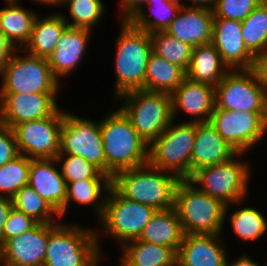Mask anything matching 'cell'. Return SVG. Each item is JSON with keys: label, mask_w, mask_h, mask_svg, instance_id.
Returning <instances> with one entry per match:
<instances>
[{"label": "cell", "mask_w": 267, "mask_h": 266, "mask_svg": "<svg viewBox=\"0 0 267 266\" xmlns=\"http://www.w3.org/2000/svg\"><path fill=\"white\" fill-rule=\"evenodd\" d=\"M181 179L174 173L149 163L121 170L111 178V186L124 198L156 210L174 208L175 191Z\"/></svg>", "instance_id": "1"}, {"label": "cell", "mask_w": 267, "mask_h": 266, "mask_svg": "<svg viewBox=\"0 0 267 266\" xmlns=\"http://www.w3.org/2000/svg\"><path fill=\"white\" fill-rule=\"evenodd\" d=\"M106 156V175L148 163V145L117 109L99 122Z\"/></svg>", "instance_id": "2"}, {"label": "cell", "mask_w": 267, "mask_h": 266, "mask_svg": "<svg viewBox=\"0 0 267 266\" xmlns=\"http://www.w3.org/2000/svg\"><path fill=\"white\" fill-rule=\"evenodd\" d=\"M121 22V33L116 41V98L129 91L145 90L147 62L153 52L150 33L135 28L128 20Z\"/></svg>", "instance_id": "3"}, {"label": "cell", "mask_w": 267, "mask_h": 266, "mask_svg": "<svg viewBox=\"0 0 267 266\" xmlns=\"http://www.w3.org/2000/svg\"><path fill=\"white\" fill-rule=\"evenodd\" d=\"M174 208L184 234H220L228 206L181 179L175 191Z\"/></svg>", "instance_id": "4"}, {"label": "cell", "mask_w": 267, "mask_h": 266, "mask_svg": "<svg viewBox=\"0 0 267 266\" xmlns=\"http://www.w3.org/2000/svg\"><path fill=\"white\" fill-rule=\"evenodd\" d=\"M99 234L78 225L49 224L44 266H98Z\"/></svg>", "instance_id": "5"}, {"label": "cell", "mask_w": 267, "mask_h": 266, "mask_svg": "<svg viewBox=\"0 0 267 266\" xmlns=\"http://www.w3.org/2000/svg\"><path fill=\"white\" fill-rule=\"evenodd\" d=\"M125 99L119 109L149 146L170 125L173 119L171 94L133 90L120 95Z\"/></svg>", "instance_id": "6"}, {"label": "cell", "mask_w": 267, "mask_h": 266, "mask_svg": "<svg viewBox=\"0 0 267 266\" xmlns=\"http://www.w3.org/2000/svg\"><path fill=\"white\" fill-rule=\"evenodd\" d=\"M196 134V123L173 121L148 147V163L158 169L177 175L180 179L191 177V154Z\"/></svg>", "instance_id": "7"}, {"label": "cell", "mask_w": 267, "mask_h": 266, "mask_svg": "<svg viewBox=\"0 0 267 266\" xmlns=\"http://www.w3.org/2000/svg\"><path fill=\"white\" fill-rule=\"evenodd\" d=\"M0 94L58 93L60 82L52 73L48 59L31 54L24 57L13 52L0 71Z\"/></svg>", "instance_id": "8"}, {"label": "cell", "mask_w": 267, "mask_h": 266, "mask_svg": "<svg viewBox=\"0 0 267 266\" xmlns=\"http://www.w3.org/2000/svg\"><path fill=\"white\" fill-rule=\"evenodd\" d=\"M237 153L228 161L197 170L189 180L204 193L218 199L226 206L230 203H240L245 199L249 175L246 162L237 161ZM235 157V158H234Z\"/></svg>", "instance_id": "9"}, {"label": "cell", "mask_w": 267, "mask_h": 266, "mask_svg": "<svg viewBox=\"0 0 267 266\" xmlns=\"http://www.w3.org/2000/svg\"><path fill=\"white\" fill-rule=\"evenodd\" d=\"M154 207L122 197L112 186L106 195L104 211L100 217L102 230L122 244L139 239L145 226L155 215Z\"/></svg>", "instance_id": "10"}, {"label": "cell", "mask_w": 267, "mask_h": 266, "mask_svg": "<svg viewBox=\"0 0 267 266\" xmlns=\"http://www.w3.org/2000/svg\"><path fill=\"white\" fill-rule=\"evenodd\" d=\"M215 108L267 112V91L252 69H231L215 87Z\"/></svg>", "instance_id": "11"}, {"label": "cell", "mask_w": 267, "mask_h": 266, "mask_svg": "<svg viewBox=\"0 0 267 266\" xmlns=\"http://www.w3.org/2000/svg\"><path fill=\"white\" fill-rule=\"evenodd\" d=\"M58 155L79 156L106 174V156L99 122L64 112Z\"/></svg>", "instance_id": "12"}, {"label": "cell", "mask_w": 267, "mask_h": 266, "mask_svg": "<svg viewBox=\"0 0 267 266\" xmlns=\"http://www.w3.org/2000/svg\"><path fill=\"white\" fill-rule=\"evenodd\" d=\"M210 123L238 153H245L263 139L267 130V112L215 108Z\"/></svg>", "instance_id": "13"}, {"label": "cell", "mask_w": 267, "mask_h": 266, "mask_svg": "<svg viewBox=\"0 0 267 266\" xmlns=\"http://www.w3.org/2000/svg\"><path fill=\"white\" fill-rule=\"evenodd\" d=\"M64 112L25 121L12 128L19 153L31 159L56 158L60 149V132Z\"/></svg>", "instance_id": "14"}, {"label": "cell", "mask_w": 267, "mask_h": 266, "mask_svg": "<svg viewBox=\"0 0 267 266\" xmlns=\"http://www.w3.org/2000/svg\"><path fill=\"white\" fill-rule=\"evenodd\" d=\"M57 93L0 94V122L13 128L31 120L51 116L58 105Z\"/></svg>", "instance_id": "15"}, {"label": "cell", "mask_w": 267, "mask_h": 266, "mask_svg": "<svg viewBox=\"0 0 267 266\" xmlns=\"http://www.w3.org/2000/svg\"><path fill=\"white\" fill-rule=\"evenodd\" d=\"M48 239L49 224L38 223L0 247V262L15 266H44Z\"/></svg>", "instance_id": "16"}, {"label": "cell", "mask_w": 267, "mask_h": 266, "mask_svg": "<svg viewBox=\"0 0 267 266\" xmlns=\"http://www.w3.org/2000/svg\"><path fill=\"white\" fill-rule=\"evenodd\" d=\"M211 43L230 70L252 69L254 55L244 44L240 21L214 18Z\"/></svg>", "instance_id": "17"}, {"label": "cell", "mask_w": 267, "mask_h": 266, "mask_svg": "<svg viewBox=\"0 0 267 266\" xmlns=\"http://www.w3.org/2000/svg\"><path fill=\"white\" fill-rule=\"evenodd\" d=\"M213 25L212 9L186 5L181 6L165 32L194 48L211 43Z\"/></svg>", "instance_id": "18"}, {"label": "cell", "mask_w": 267, "mask_h": 266, "mask_svg": "<svg viewBox=\"0 0 267 266\" xmlns=\"http://www.w3.org/2000/svg\"><path fill=\"white\" fill-rule=\"evenodd\" d=\"M171 97L174 120L176 112L182 109L194 118L188 122H210L215 109V87L185 77Z\"/></svg>", "instance_id": "19"}, {"label": "cell", "mask_w": 267, "mask_h": 266, "mask_svg": "<svg viewBox=\"0 0 267 266\" xmlns=\"http://www.w3.org/2000/svg\"><path fill=\"white\" fill-rule=\"evenodd\" d=\"M55 162L56 158L32 159L28 185L59 214V217H63L67 184L61 170L54 167Z\"/></svg>", "instance_id": "20"}, {"label": "cell", "mask_w": 267, "mask_h": 266, "mask_svg": "<svg viewBox=\"0 0 267 266\" xmlns=\"http://www.w3.org/2000/svg\"><path fill=\"white\" fill-rule=\"evenodd\" d=\"M219 236L184 234L177 251L176 266H226L227 251L221 246Z\"/></svg>", "instance_id": "21"}, {"label": "cell", "mask_w": 267, "mask_h": 266, "mask_svg": "<svg viewBox=\"0 0 267 266\" xmlns=\"http://www.w3.org/2000/svg\"><path fill=\"white\" fill-rule=\"evenodd\" d=\"M238 152L230 146L210 122L196 123L191 154V176L199 169L228 161Z\"/></svg>", "instance_id": "22"}, {"label": "cell", "mask_w": 267, "mask_h": 266, "mask_svg": "<svg viewBox=\"0 0 267 266\" xmlns=\"http://www.w3.org/2000/svg\"><path fill=\"white\" fill-rule=\"evenodd\" d=\"M91 30L67 26L60 40L57 42L52 54L48 57V63L54 76L60 80V76H66L79 66L85 55L88 38Z\"/></svg>", "instance_id": "23"}, {"label": "cell", "mask_w": 267, "mask_h": 266, "mask_svg": "<svg viewBox=\"0 0 267 266\" xmlns=\"http://www.w3.org/2000/svg\"><path fill=\"white\" fill-rule=\"evenodd\" d=\"M184 232L175 208L158 210L145 226L139 240L172 248L176 253Z\"/></svg>", "instance_id": "24"}, {"label": "cell", "mask_w": 267, "mask_h": 266, "mask_svg": "<svg viewBox=\"0 0 267 266\" xmlns=\"http://www.w3.org/2000/svg\"><path fill=\"white\" fill-rule=\"evenodd\" d=\"M229 69L212 44L195 46L192 49L191 61L186 70V77L193 81L216 87Z\"/></svg>", "instance_id": "25"}, {"label": "cell", "mask_w": 267, "mask_h": 266, "mask_svg": "<svg viewBox=\"0 0 267 266\" xmlns=\"http://www.w3.org/2000/svg\"><path fill=\"white\" fill-rule=\"evenodd\" d=\"M67 26L65 15L60 13L50 14L42 19L36 17L29 42L22 50L48 59Z\"/></svg>", "instance_id": "26"}, {"label": "cell", "mask_w": 267, "mask_h": 266, "mask_svg": "<svg viewBox=\"0 0 267 266\" xmlns=\"http://www.w3.org/2000/svg\"><path fill=\"white\" fill-rule=\"evenodd\" d=\"M186 77V71L152 52L145 73V90L172 94Z\"/></svg>", "instance_id": "27"}, {"label": "cell", "mask_w": 267, "mask_h": 266, "mask_svg": "<svg viewBox=\"0 0 267 266\" xmlns=\"http://www.w3.org/2000/svg\"><path fill=\"white\" fill-rule=\"evenodd\" d=\"M7 5L0 9V30L16 49H20L21 44L24 48V44L29 42L37 16L35 12L23 9L15 1H7ZM17 41L20 45H17Z\"/></svg>", "instance_id": "28"}, {"label": "cell", "mask_w": 267, "mask_h": 266, "mask_svg": "<svg viewBox=\"0 0 267 266\" xmlns=\"http://www.w3.org/2000/svg\"><path fill=\"white\" fill-rule=\"evenodd\" d=\"M122 246L124 256L121 260L127 266H176L177 253L170 247L139 239L128 241Z\"/></svg>", "instance_id": "29"}, {"label": "cell", "mask_w": 267, "mask_h": 266, "mask_svg": "<svg viewBox=\"0 0 267 266\" xmlns=\"http://www.w3.org/2000/svg\"><path fill=\"white\" fill-rule=\"evenodd\" d=\"M146 5H149V8L152 9L149 15L145 13L144 8H140L128 21L135 28L144 30L150 34L165 31L175 19L181 6H185L184 4H179L171 0H147ZM152 16L154 18H151Z\"/></svg>", "instance_id": "30"}, {"label": "cell", "mask_w": 267, "mask_h": 266, "mask_svg": "<svg viewBox=\"0 0 267 266\" xmlns=\"http://www.w3.org/2000/svg\"><path fill=\"white\" fill-rule=\"evenodd\" d=\"M111 187V179H85L79 181H73L67 183L66 190V201L65 206L63 207V215H65L70 200L76 201L80 205H94L96 208L99 218L101 217L104 207L106 195L102 199L101 190L104 192L109 191ZM100 200V201H99ZM69 203V204H68Z\"/></svg>", "instance_id": "31"}, {"label": "cell", "mask_w": 267, "mask_h": 266, "mask_svg": "<svg viewBox=\"0 0 267 266\" xmlns=\"http://www.w3.org/2000/svg\"><path fill=\"white\" fill-rule=\"evenodd\" d=\"M242 37L247 49L255 56L267 49V2L262 1L241 22Z\"/></svg>", "instance_id": "32"}, {"label": "cell", "mask_w": 267, "mask_h": 266, "mask_svg": "<svg viewBox=\"0 0 267 266\" xmlns=\"http://www.w3.org/2000/svg\"><path fill=\"white\" fill-rule=\"evenodd\" d=\"M13 208L32 217L38 223H56L52 217L59 214L29 185L23 186L11 198ZM54 220V221H53Z\"/></svg>", "instance_id": "33"}, {"label": "cell", "mask_w": 267, "mask_h": 266, "mask_svg": "<svg viewBox=\"0 0 267 266\" xmlns=\"http://www.w3.org/2000/svg\"><path fill=\"white\" fill-rule=\"evenodd\" d=\"M153 52L163 59L179 65L185 71L188 69L193 47L166 33L165 31L151 33Z\"/></svg>", "instance_id": "34"}, {"label": "cell", "mask_w": 267, "mask_h": 266, "mask_svg": "<svg viewBox=\"0 0 267 266\" xmlns=\"http://www.w3.org/2000/svg\"><path fill=\"white\" fill-rule=\"evenodd\" d=\"M31 160L20 154L0 167V197L11 199L23 186L28 185Z\"/></svg>", "instance_id": "35"}, {"label": "cell", "mask_w": 267, "mask_h": 266, "mask_svg": "<svg viewBox=\"0 0 267 266\" xmlns=\"http://www.w3.org/2000/svg\"><path fill=\"white\" fill-rule=\"evenodd\" d=\"M235 234L246 240H258L267 230V220L256 208L245 207L230 215Z\"/></svg>", "instance_id": "36"}, {"label": "cell", "mask_w": 267, "mask_h": 266, "mask_svg": "<svg viewBox=\"0 0 267 266\" xmlns=\"http://www.w3.org/2000/svg\"><path fill=\"white\" fill-rule=\"evenodd\" d=\"M59 162L63 163L61 164V174L66 184L85 179H111L110 176L104 174L94 164L79 156L57 155L56 163Z\"/></svg>", "instance_id": "37"}, {"label": "cell", "mask_w": 267, "mask_h": 266, "mask_svg": "<svg viewBox=\"0 0 267 266\" xmlns=\"http://www.w3.org/2000/svg\"><path fill=\"white\" fill-rule=\"evenodd\" d=\"M65 4L69 7V14L73 19L72 23H69L65 18L68 26L89 30L100 21L105 10L102 0H69Z\"/></svg>", "instance_id": "38"}, {"label": "cell", "mask_w": 267, "mask_h": 266, "mask_svg": "<svg viewBox=\"0 0 267 266\" xmlns=\"http://www.w3.org/2000/svg\"><path fill=\"white\" fill-rule=\"evenodd\" d=\"M262 0H217L212 9L214 18H225L242 22Z\"/></svg>", "instance_id": "39"}, {"label": "cell", "mask_w": 267, "mask_h": 266, "mask_svg": "<svg viewBox=\"0 0 267 266\" xmlns=\"http://www.w3.org/2000/svg\"><path fill=\"white\" fill-rule=\"evenodd\" d=\"M38 222L32 217L27 216L23 212L13 208L10 210L2 235L0 237V247L9 239L18 235H22L24 232L34 228Z\"/></svg>", "instance_id": "40"}, {"label": "cell", "mask_w": 267, "mask_h": 266, "mask_svg": "<svg viewBox=\"0 0 267 266\" xmlns=\"http://www.w3.org/2000/svg\"><path fill=\"white\" fill-rule=\"evenodd\" d=\"M20 155L11 127L0 122V167Z\"/></svg>", "instance_id": "41"}, {"label": "cell", "mask_w": 267, "mask_h": 266, "mask_svg": "<svg viewBox=\"0 0 267 266\" xmlns=\"http://www.w3.org/2000/svg\"><path fill=\"white\" fill-rule=\"evenodd\" d=\"M252 71L267 91V49L254 56Z\"/></svg>", "instance_id": "42"}, {"label": "cell", "mask_w": 267, "mask_h": 266, "mask_svg": "<svg viewBox=\"0 0 267 266\" xmlns=\"http://www.w3.org/2000/svg\"><path fill=\"white\" fill-rule=\"evenodd\" d=\"M20 49H15V47L7 40L4 33L0 30V71L7 64L8 60L12 56L14 50L21 51Z\"/></svg>", "instance_id": "43"}, {"label": "cell", "mask_w": 267, "mask_h": 266, "mask_svg": "<svg viewBox=\"0 0 267 266\" xmlns=\"http://www.w3.org/2000/svg\"><path fill=\"white\" fill-rule=\"evenodd\" d=\"M123 15L122 20H129L142 6L144 7V3L147 0H120Z\"/></svg>", "instance_id": "44"}, {"label": "cell", "mask_w": 267, "mask_h": 266, "mask_svg": "<svg viewBox=\"0 0 267 266\" xmlns=\"http://www.w3.org/2000/svg\"><path fill=\"white\" fill-rule=\"evenodd\" d=\"M12 207V201L10 198L0 197V237L2 235L7 216Z\"/></svg>", "instance_id": "45"}, {"label": "cell", "mask_w": 267, "mask_h": 266, "mask_svg": "<svg viewBox=\"0 0 267 266\" xmlns=\"http://www.w3.org/2000/svg\"><path fill=\"white\" fill-rule=\"evenodd\" d=\"M226 266H260L256 262H254L250 256L248 257L246 254L242 255L239 259H237L235 262L226 261Z\"/></svg>", "instance_id": "46"}, {"label": "cell", "mask_w": 267, "mask_h": 266, "mask_svg": "<svg viewBox=\"0 0 267 266\" xmlns=\"http://www.w3.org/2000/svg\"><path fill=\"white\" fill-rule=\"evenodd\" d=\"M217 0H190V2H194L193 5L194 7H204V8H209L213 9L216 5Z\"/></svg>", "instance_id": "47"}, {"label": "cell", "mask_w": 267, "mask_h": 266, "mask_svg": "<svg viewBox=\"0 0 267 266\" xmlns=\"http://www.w3.org/2000/svg\"><path fill=\"white\" fill-rule=\"evenodd\" d=\"M14 1H15V2H18L19 0H14ZM36 1H37V2H40V3H42V4L45 3L46 5H47V4H49V5L52 4V5L54 6V0H35V2H36Z\"/></svg>", "instance_id": "48"}, {"label": "cell", "mask_w": 267, "mask_h": 266, "mask_svg": "<svg viewBox=\"0 0 267 266\" xmlns=\"http://www.w3.org/2000/svg\"><path fill=\"white\" fill-rule=\"evenodd\" d=\"M67 1H69V0H54V6L55 5H63V4H65Z\"/></svg>", "instance_id": "49"}, {"label": "cell", "mask_w": 267, "mask_h": 266, "mask_svg": "<svg viewBox=\"0 0 267 266\" xmlns=\"http://www.w3.org/2000/svg\"><path fill=\"white\" fill-rule=\"evenodd\" d=\"M0 266H1V265H0ZM2 266H15V265L3 264Z\"/></svg>", "instance_id": "50"}, {"label": "cell", "mask_w": 267, "mask_h": 266, "mask_svg": "<svg viewBox=\"0 0 267 266\" xmlns=\"http://www.w3.org/2000/svg\"><path fill=\"white\" fill-rule=\"evenodd\" d=\"M171 1H175V2H177L179 4H181L180 0H171Z\"/></svg>", "instance_id": "51"}, {"label": "cell", "mask_w": 267, "mask_h": 266, "mask_svg": "<svg viewBox=\"0 0 267 266\" xmlns=\"http://www.w3.org/2000/svg\"><path fill=\"white\" fill-rule=\"evenodd\" d=\"M121 266H127V265L122 261V265Z\"/></svg>", "instance_id": "52"}]
</instances>
